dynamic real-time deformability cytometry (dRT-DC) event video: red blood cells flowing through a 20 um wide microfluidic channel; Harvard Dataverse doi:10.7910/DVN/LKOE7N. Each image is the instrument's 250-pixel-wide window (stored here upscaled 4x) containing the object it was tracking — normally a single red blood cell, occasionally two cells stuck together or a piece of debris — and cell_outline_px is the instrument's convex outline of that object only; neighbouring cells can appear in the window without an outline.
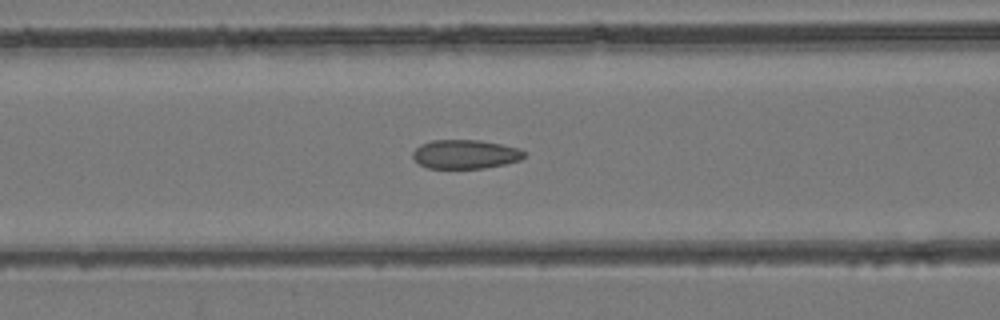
{"species": "common noctule bat (a hibernating species)", "species_latin": "Nyctalus noctula", "temperature_condition": "room temperature", "stored_images_in_passage": 27, "camera_frame_rate_fps": 3000, "um_per_image_px": 0.085, "animal": {"sex": "female", "body_mass_g": 24.6, "forearm_length_mm": 56.2}, "frame": {"image": 1, "passage_image": 6, "time_ms": 1.667, "image_size_px": [1000, 320], "cell_outline_px": [[524, 156], [520, 160], [504, 164], [484, 168], [428, 168], [420, 164], [412, 156], [412, 152], [420, 144], [432, 140], [480, 140], [520, 148], [524, 152]], "centroid_in_image_um": [39.53, 13.1], "position_along_channel_um": 127.1, "area_um2": 18.73}}
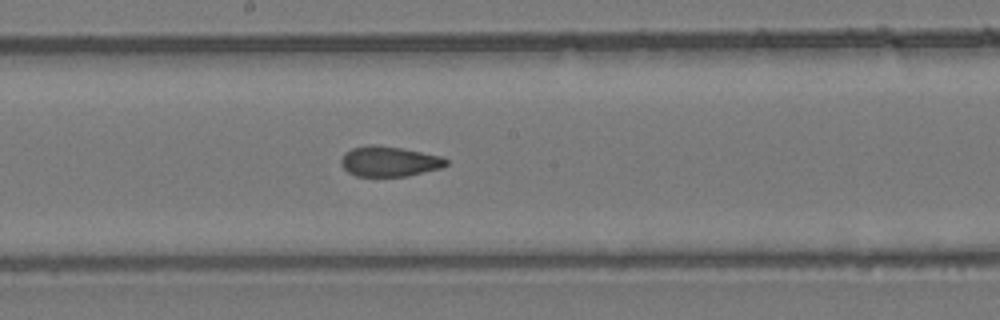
{"frame": {"image": 2, "passage_image": 12, "time_ms": 3.667, "image_size_px": [1000, 320], "cell_outline_px": [[448, 164], [440, 168], [408, 176], [356, 176], [348, 172], [340, 164], [340, 160], [344, 152], [352, 148], [368, 144], [376, 144], [400, 148], [440, 156], [448, 160]], "centroid_in_image_um": [33.04, 13.71], "position_along_channel_um": 215.2, "area_um2": 18.5}}
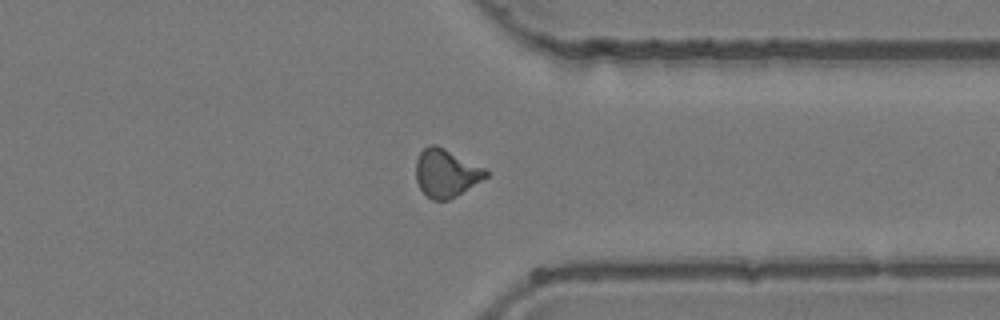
{"frame": {"image": 3, "passage_image": 23, "time_ms": 7.333, "image_size_px": [1000, 320], "cell_outline_px": [[488, 176], [456, 196], [448, 200], [432, 200], [420, 188], [416, 180], [416, 160], [420, 152], [428, 144], [436, 144], [488, 168]], "centroid_in_image_um": [37.94, 14.68], "position_along_channel_um": 373.5, "area_um2": 19.71}}